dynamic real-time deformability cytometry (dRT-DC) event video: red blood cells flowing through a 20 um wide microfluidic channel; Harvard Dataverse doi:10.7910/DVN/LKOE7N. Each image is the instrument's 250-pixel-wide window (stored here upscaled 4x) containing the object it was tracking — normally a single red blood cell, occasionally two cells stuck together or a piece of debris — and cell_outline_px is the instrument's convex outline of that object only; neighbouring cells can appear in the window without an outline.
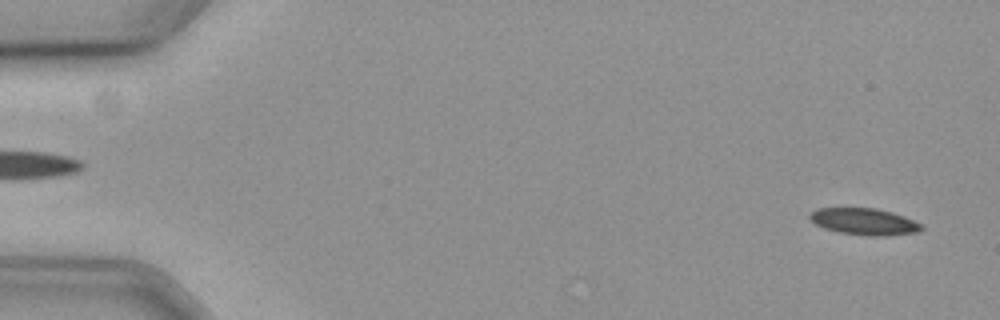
{"species": "common noctule bat (a hibernating species)", "species_latin": "Nyctalus noctula", "temperature_condition": "cold", "stored_images_in_passage": 59, "camera_frame_rate_fps": 3000, "um_per_image_px": 0.085, "animal": {"sex": "female", "body_mass_g": 19.3, "forearm_length_mm": 54.1}, "frame": {"image": 1, "passage_image": 3, "time_ms": 0.667, "image_size_px": [1000, 320], "cell_outline_px": [[924, 228], [916, 232], [880, 236], [872, 236], [840, 232], [824, 228], [816, 224], [808, 216], [816, 208], [876, 208], [892, 212], [904, 216], [920, 224]], "centroid_in_image_um": [73.44, 18.82], "position_along_channel_um": 11.6, "area_um2": 17.05}}
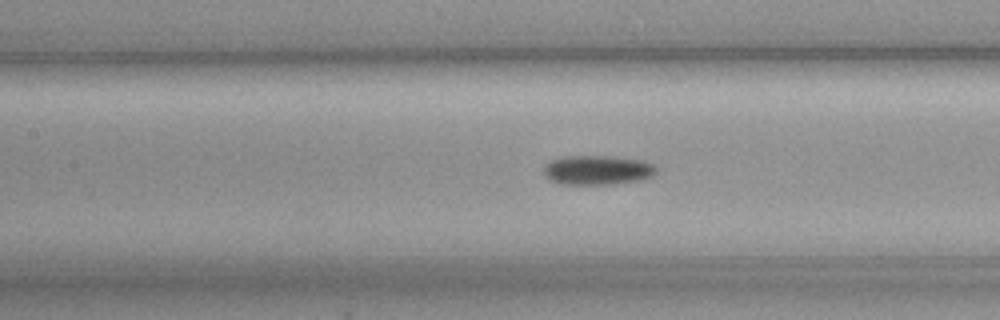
{"frame": {"image": 2, "passage_image": 27, "time_ms": 8.667, "image_size_px": [1000, 320], "cell_outline_px": [[656, 172], [652, 176], [640, 180], [612, 184], [560, 184], [548, 180], [544, 176], [544, 164], [552, 160], [564, 156], [608, 156], [644, 160], [652, 164], [656, 168]], "centroid_in_image_um": [50.75, 14.46], "position_along_channel_um": 156.7, "area_um2": 19.42}}
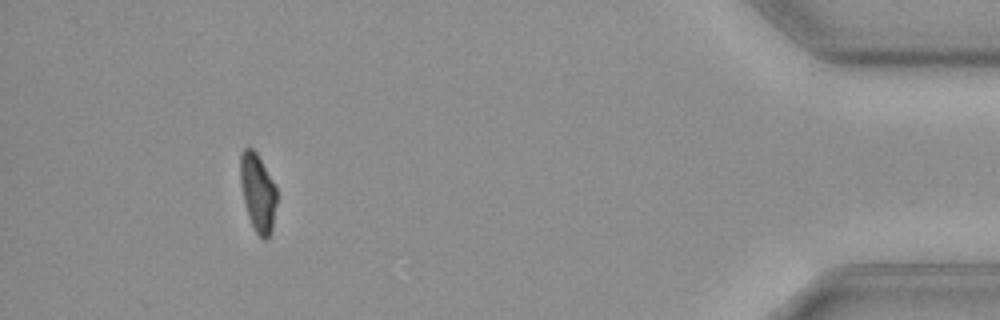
{"frame": {"image": 3, "passage_image": 54, "time_ms": 17.667, "image_size_px": [1000, 320], "cell_outline_px": [[276, 204], [272, 232], [264, 240], [256, 232], [248, 216], [240, 184], [240, 156], [244, 148], [252, 148], [256, 152], [272, 180], [276, 188]], "centroid_in_image_um": [21.9, 16.37], "position_along_channel_um": 413.3, "area_um2": 16.3}, "authors_computed_cell_mechanics": {"area_um2": 18.1492, "velocity_mm_per_s": 3.5776, "shape_relaxation_time_tau1_ms": 3.7645, "shape_relaxation_time_tau2_ms": null, "deformation_change_tau1": 0.1041, "deformation_change_tau2": null}}